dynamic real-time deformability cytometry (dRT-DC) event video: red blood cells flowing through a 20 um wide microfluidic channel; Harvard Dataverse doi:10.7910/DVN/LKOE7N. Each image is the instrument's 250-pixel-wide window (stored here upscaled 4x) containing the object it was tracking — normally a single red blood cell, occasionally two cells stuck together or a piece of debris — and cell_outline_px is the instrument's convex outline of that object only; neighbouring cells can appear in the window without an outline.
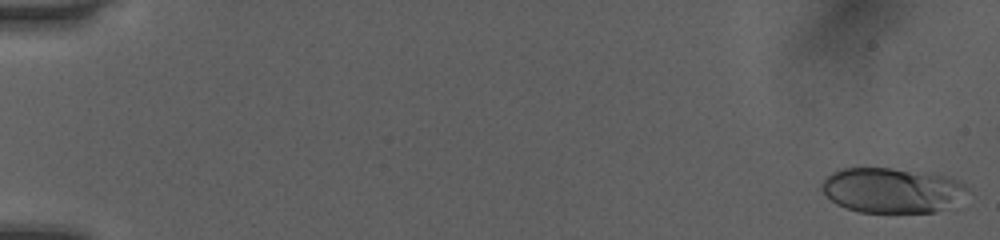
{"species": "human", "species_latin": "Homo sapiens", "temperature_condition": "room temperature", "stored_images_in_passage": 14, "camera_frame_rate_fps": 3000, "um_per_image_px": 0.085, "donor": {"sex": "female"}, "frame": {"image": 1, "passage_image": 1, "time_ms": 0.0, "image_size_px": [1000, 240], "cell_outline_px": [[968, 188], [936, 212], [860, 212], [836, 204], [820, 188], [820, 184], [832, 172], [840, 168], [892, 168], [932, 172], [948, 176], [960, 180]], "centroid_in_image_um": [75.73, 16.13], "position_along_channel_um": 9.3, "area_um2": 37.69}}